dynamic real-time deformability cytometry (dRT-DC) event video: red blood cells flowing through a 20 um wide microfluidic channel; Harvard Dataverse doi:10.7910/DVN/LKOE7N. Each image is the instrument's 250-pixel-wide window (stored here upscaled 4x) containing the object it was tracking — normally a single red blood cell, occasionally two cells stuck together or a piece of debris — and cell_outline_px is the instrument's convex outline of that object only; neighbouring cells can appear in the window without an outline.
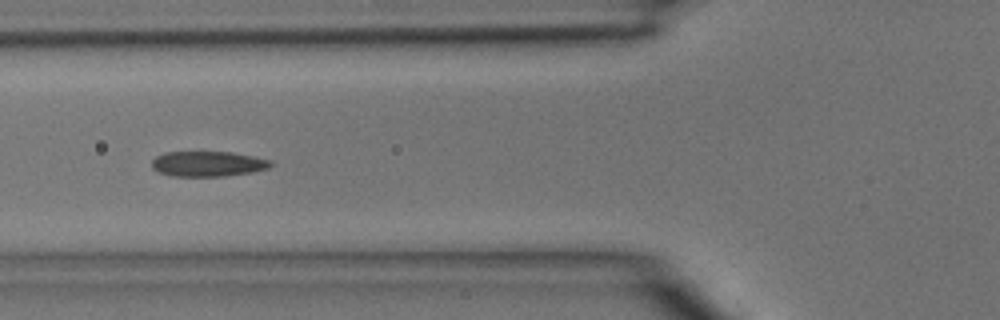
{"species": "common noctule bat (a hibernating species)", "species_latin": "Nyctalus noctula", "temperature_condition": "room temperature", "stored_images_in_passage": 31, "camera_frame_rate_fps": 3000, "um_per_image_px": 0.085, "animal": {"sex": "male", "body_mass_g": 15.6}, "frame": {"image": 1, "passage_image": 4, "time_ms": 1.0, "image_size_px": [1000, 320], "cell_outline_px": [[272, 164], [268, 168], [252, 172], [224, 176], [172, 176], [160, 172], [152, 168], [152, 160], [156, 156], [164, 152], [232, 152], [272, 160]], "centroid_in_image_um": [17.66, 13.92], "position_along_channel_um": 108.1, "area_um2": 17.46}}
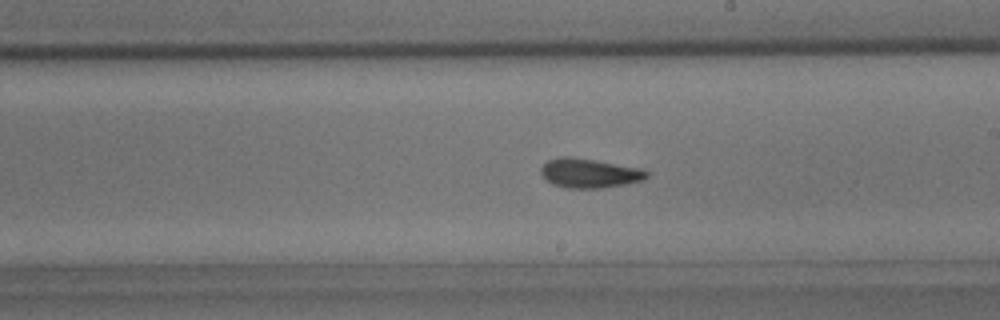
{"frame": {"image": 2, "passage_image": 13, "time_ms": 4.0, "image_size_px": [1000, 320], "cell_outline_px": [[648, 176], [644, 180], [624, 184], [600, 188], [568, 188], [552, 184], [544, 180], [540, 172], [540, 168], [548, 160], [560, 156], [572, 156], [644, 168], [648, 172]], "centroid_in_image_um": [50.09, 14.7], "position_along_channel_um": 238.9, "area_um2": 18.38}}
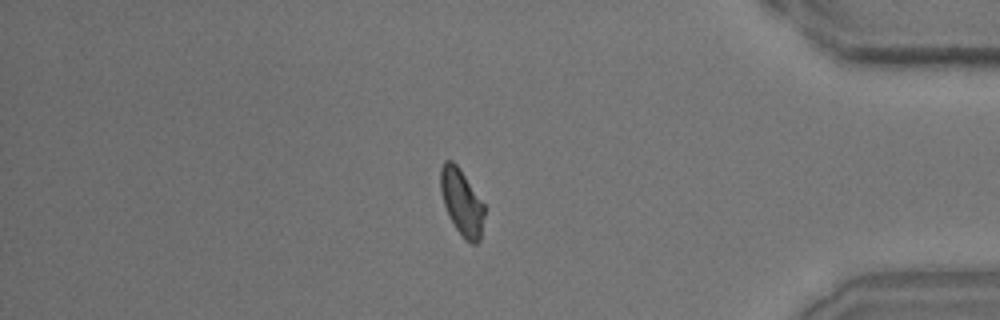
{"frame": {"image": 3, "passage_image": 26, "time_ms": 8.333, "image_size_px": [1000, 320], "cell_outline_px": [[484, 216], [480, 240], [476, 244], [472, 244], [464, 240], [448, 216], [444, 204], [440, 188], [440, 168], [444, 160], [452, 160], [460, 168], [484, 204]], "centroid_in_image_um": [39.24, 17.19], "position_along_channel_um": 396.0, "area_um2": 16.99}}